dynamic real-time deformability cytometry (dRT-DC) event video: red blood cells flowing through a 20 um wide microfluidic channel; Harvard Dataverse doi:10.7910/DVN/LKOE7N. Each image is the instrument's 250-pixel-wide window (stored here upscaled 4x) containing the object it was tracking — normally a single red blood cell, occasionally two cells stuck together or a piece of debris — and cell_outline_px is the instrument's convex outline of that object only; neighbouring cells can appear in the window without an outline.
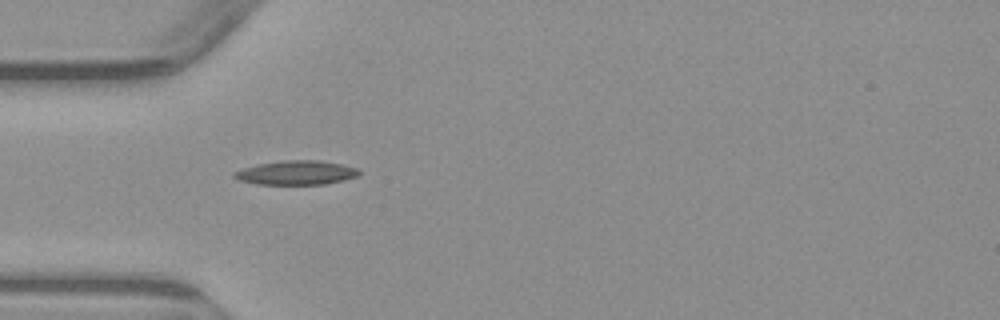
{"species": "common noctule bat (a hibernating species)", "species_latin": "Nyctalus noctula", "temperature_condition": "warm", "stored_images_in_passage": 1, "camera_frame_rate_fps": 3000, "um_per_image_px": 0.085, "animal": {"sex": "male", "body_mass_g": 23.1, "forearm_length_mm": 52.7}, "frame": {"image": 1, "passage_image": 1, "time_ms": 0.0, "image_size_px": [1000, 320], "cell_outline_px": [[360, 172], [356, 176], [344, 180], [324, 184], [256, 184], [240, 180], [232, 176], [232, 172], [244, 168], [260, 164], [280, 160], [320, 160], [340, 164], [356, 168]], "centroid_in_image_um": [25.16, 14.67], "position_along_channel_um": 59.8, "area_um2": 17.4}}